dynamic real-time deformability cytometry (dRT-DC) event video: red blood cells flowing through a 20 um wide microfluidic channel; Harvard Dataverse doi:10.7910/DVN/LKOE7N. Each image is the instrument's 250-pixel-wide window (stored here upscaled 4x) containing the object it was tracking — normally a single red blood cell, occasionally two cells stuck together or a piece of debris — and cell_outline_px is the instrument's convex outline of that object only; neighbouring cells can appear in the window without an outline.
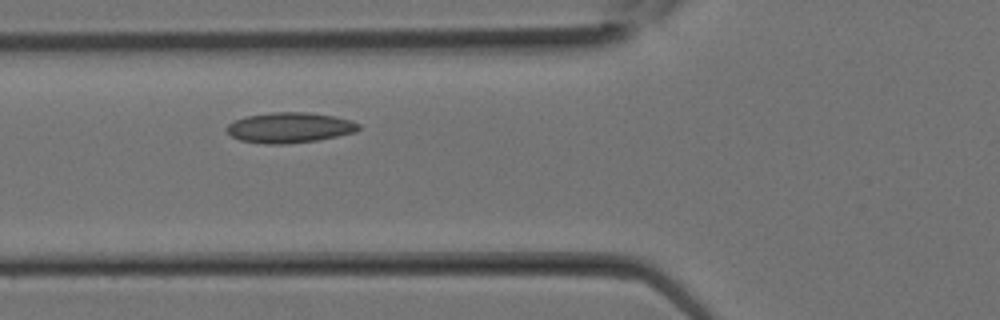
{"species": "Egyptian fruit bat (a non-hibernating species)", "species_latin": "Rousettus aegyptiacus", "temperature_condition": "room temperature", "stored_images_in_passage": 22, "camera_frame_rate_fps": 3000, "um_per_image_px": 0.085, "animal": {"sex": "female"}, "frame": {"image": 1, "passage_image": 6, "time_ms": 1.667, "image_size_px": [1000, 320], "cell_outline_px": [[360, 128], [356, 132], [316, 140], [284, 144], [264, 144], [240, 140], [232, 136], [224, 128], [228, 124], [236, 120], [248, 116], [272, 112], [308, 112], [336, 116], [352, 120], [360, 124]], "centroid_in_image_um": [24.64, 10.84], "position_along_channel_um": 101.2, "area_um2": 23.35}}
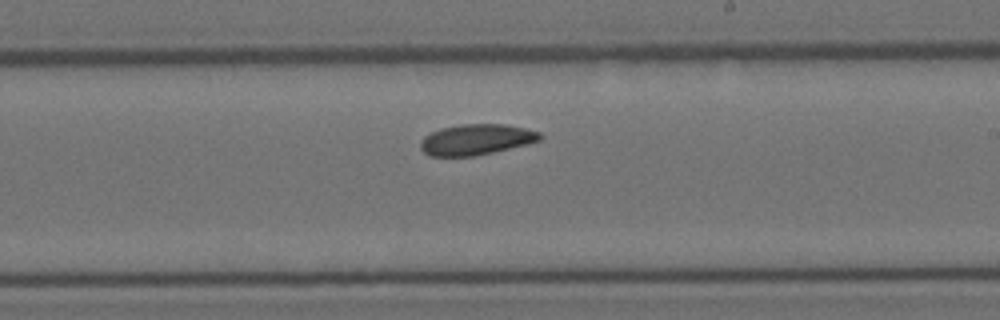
{"frame": {"image": 2, "passage_image": 12, "time_ms": 3.667, "image_size_px": [1000, 320], "cell_outline_px": [[544, 136], [540, 140], [492, 152], [472, 156], [428, 156], [420, 148], [420, 140], [424, 136], [440, 128], [460, 124], [504, 124], [524, 128], [540, 132]], "centroid_in_image_um": [40.43, 11.85], "position_along_channel_um": 248.6, "area_um2": 21.27}}
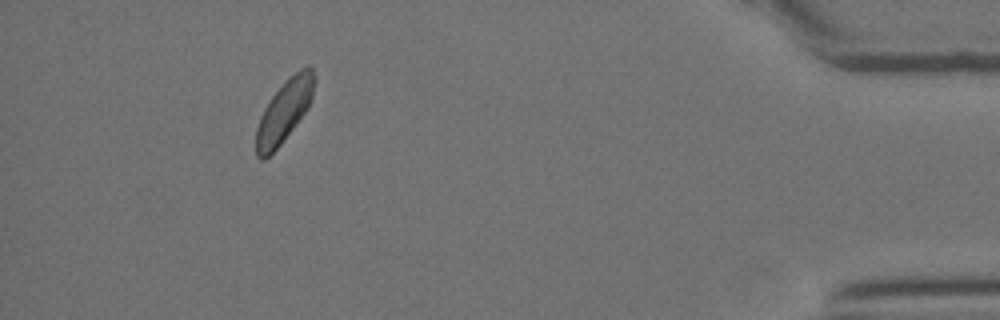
{"frame": {"image": 3, "passage_image": 21, "time_ms": 6.667, "image_size_px": [1000, 320], "cell_outline_px": [[316, 80], [312, 96], [308, 108], [280, 144], [264, 160], [260, 160], [256, 156], [256, 128], [260, 116], [264, 108], [272, 96], [300, 68], [308, 64], [312, 68], [316, 76]], "centroid_in_image_um": [24.17, 9.44], "position_along_channel_um": 411.0, "area_um2": 20.69}}